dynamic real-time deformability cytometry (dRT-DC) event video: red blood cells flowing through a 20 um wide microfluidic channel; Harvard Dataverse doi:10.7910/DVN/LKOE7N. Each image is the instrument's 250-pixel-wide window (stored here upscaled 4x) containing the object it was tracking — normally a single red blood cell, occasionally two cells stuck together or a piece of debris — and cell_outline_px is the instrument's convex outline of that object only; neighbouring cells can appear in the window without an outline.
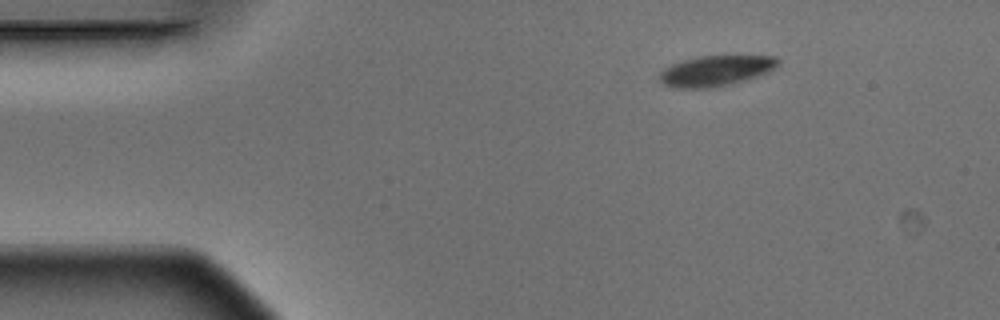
{"species": "Egyptian fruit bat (a non-hibernating species)", "species_latin": "Rousettus aegyptiacus", "temperature_condition": "warm", "stored_images_in_passage": 4, "camera_frame_rate_fps": 3000, "um_per_image_px": 0.085, "animal": {"sex": "male"}, "frame": {"image": 1, "passage_image": 1, "time_ms": 0.0, "image_size_px": [1000, 320], "cell_outline_px": [[780, 64], [768, 72], [744, 80], [712, 88], [672, 88], [664, 84], [660, 80], [660, 72], [664, 68], [672, 64], [684, 60], [700, 56], [776, 56], [780, 60]], "centroid_in_image_um": [60.84, 6.01], "position_along_channel_um": 24.2, "area_um2": 20.92}}
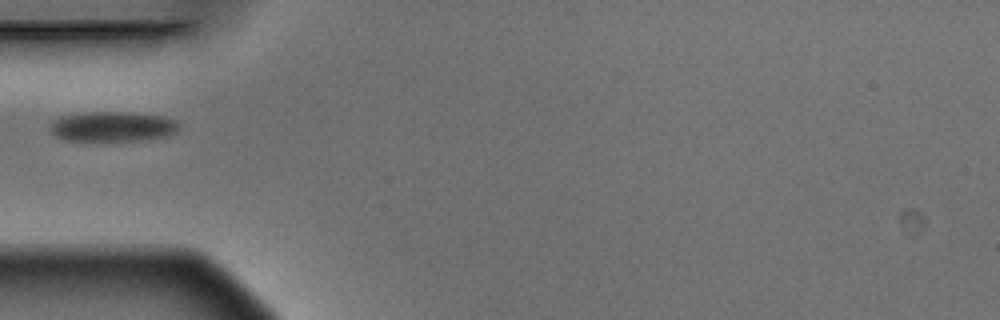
{"frame": {"image": 2, "passage_image": 4, "time_ms": 1.0, "image_size_px": [1000, 320], "cell_outline_px": [[180, 128], [176, 132], [168, 136], [140, 140], [100, 144], [64, 140], [56, 136], [48, 128], [48, 124], [60, 116], [88, 112], [132, 112], [164, 116], [176, 120], [180, 124]], "centroid_in_image_um": [9.54, 10.8], "position_along_channel_um": 75.5, "area_um2": 23.81}}